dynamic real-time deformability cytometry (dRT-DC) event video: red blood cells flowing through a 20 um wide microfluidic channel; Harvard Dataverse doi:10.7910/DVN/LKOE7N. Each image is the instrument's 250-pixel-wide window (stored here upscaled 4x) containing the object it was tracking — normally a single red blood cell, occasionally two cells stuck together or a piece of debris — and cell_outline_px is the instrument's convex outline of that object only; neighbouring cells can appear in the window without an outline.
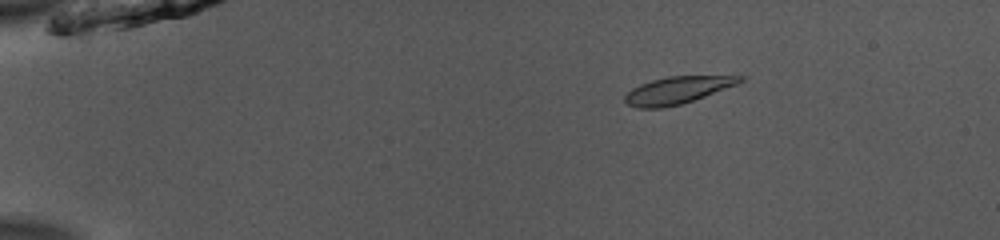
{"species": "common noctule bat (a hibernating species)", "species_latin": "Nyctalus noctula", "temperature_condition": "room temperature", "stored_images_in_passage": 48, "camera_frame_rate_fps": 3000, "um_per_image_px": 0.085, "animal": {"sex": "male", "body_mass_g": 13.0, "forearm_length_mm": 53.1}, "frame": {"image": 1, "passage_image": 5, "time_ms": 1.333, "image_size_px": [1000, 240], "cell_outline_px": [[748, 76], [744, 80], [736, 84], [704, 96], [680, 104], [660, 108], [636, 108], [628, 104], [624, 100], [624, 96], [632, 88], [640, 84], [652, 80], [668, 76]], "centroid_in_image_um": [57.54, 7.66], "position_along_channel_um": 27.5, "area_um2": 17.92}}
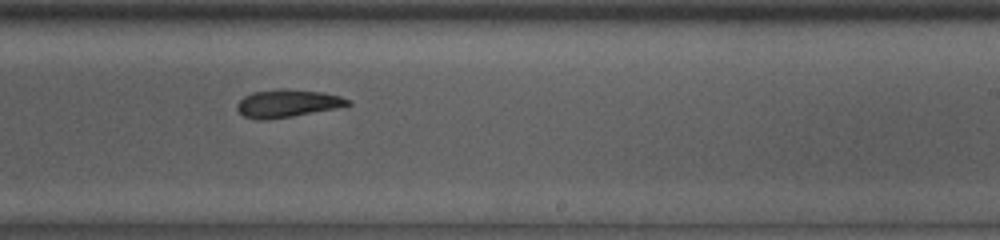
{"frame": {"image": 2, "passage_image": 29, "time_ms": 9.333, "image_size_px": [1000, 240], "cell_outline_px": [[352, 104], [336, 108], [292, 116], [268, 120], [260, 120], [244, 116], [236, 108], [236, 104], [244, 96], [252, 92], [280, 88], [288, 88], [320, 92], [340, 96], [352, 100]], "centroid_in_image_um": [24.42, 8.78], "position_along_channel_um": 264.6, "area_um2": 17.98}}
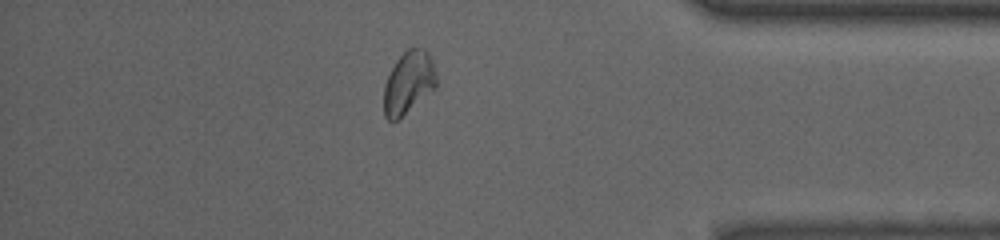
{"frame": {"image": 3, "passage_image": 41, "time_ms": 13.333, "image_size_px": [1000, 240], "cell_outline_px": [[436, 88], [396, 120], [388, 120], [384, 116], [384, 84], [396, 60], [408, 48], [424, 48], [428, 52], [432, 60], [436, 76]], "centroid_in_image_um": [34.72, 7.0], "position_along_channel_um": 400.5, "area_um2": 18.9}, "authors_computed_cell_mechanics": {"area_um2": 18.496, "velocity_mm_per_s": 3.9419, "shape_relaxation_time_tau1_ms": 9.007, "shape_relaxation_time_tau2_ms": 2.1515, "deformation_change_tau1": 0.2119, "deformation_change_tau2": 0.0759}}